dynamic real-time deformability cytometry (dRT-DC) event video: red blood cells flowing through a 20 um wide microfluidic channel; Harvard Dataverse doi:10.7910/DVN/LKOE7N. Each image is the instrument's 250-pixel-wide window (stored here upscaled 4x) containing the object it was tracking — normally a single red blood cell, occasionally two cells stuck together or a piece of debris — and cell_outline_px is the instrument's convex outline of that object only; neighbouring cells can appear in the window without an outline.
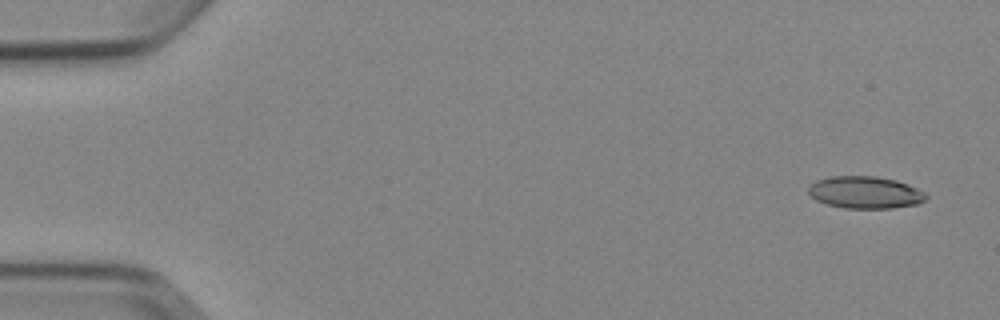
{"species": "Egyptian fruit bat (a non-hibernating species)", "species_latin": "Rousettus aegyptiacus", "temperature_condition": "cold", "stored_images_in_passage": 4, "camera_frame_rate_fps": 3000, "um_per_image_px": 0.085, "animal": {"sex": "female"}, "frame": {"image": 1, "passage_image": 1, "time_ms": 0.0, "image_size_px": [1000, 320], "cell_outline_px": [[928, 196], [924, 200], [916, 204], [892, 208], [844, 208], [828, 204], [816, 200], [808, 192], [808, 188], [816, 180], [828, 176], [876, 176], [896, 180], [908, 184], [924, 192]], "centroid_in_image_um": [73.53, 16.35], "position_along_channel_um": 11.5, "area_um2": 21.96}}